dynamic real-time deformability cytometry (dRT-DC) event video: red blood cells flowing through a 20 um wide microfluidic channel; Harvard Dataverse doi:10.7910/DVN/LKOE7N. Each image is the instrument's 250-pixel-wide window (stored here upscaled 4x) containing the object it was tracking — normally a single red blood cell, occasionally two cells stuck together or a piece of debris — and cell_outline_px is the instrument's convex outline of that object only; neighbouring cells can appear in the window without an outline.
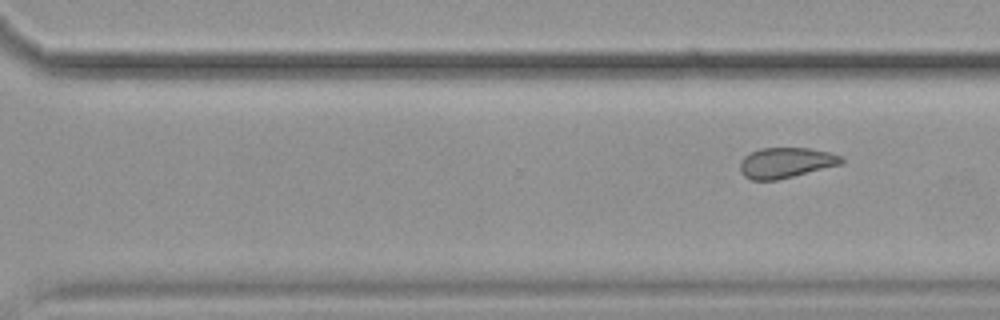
{"species": "common noctule bat (a hibernating species)", "species_latin": "Nyctalus noctula", "temperature_condition": "cold", "stored_images_in_passage": 10, "segment_of_instrument_passage": [2, 2], "camera_frame_rate_fps": 3000, "um_per_image_px": 0.085, "animal": {"sex": "female", "body_mass_g": 19.9}, "frame": {"image": 1, "passage_image": 10, "time_ms": 11.333, "image_size_px": [1000, 320], "cell_outline_px": [[844, 160], [840, 164], [776, 180], [752, 180], [744, 176], [740, 172], [740, 160], [744, 156], [760, 148], [808, 148], [828, 152], [840, 156]], "centroid_in_image_um": [66.74, 13.83], "position_along_channel_um": 303.9, "area_um2": 17.69}}